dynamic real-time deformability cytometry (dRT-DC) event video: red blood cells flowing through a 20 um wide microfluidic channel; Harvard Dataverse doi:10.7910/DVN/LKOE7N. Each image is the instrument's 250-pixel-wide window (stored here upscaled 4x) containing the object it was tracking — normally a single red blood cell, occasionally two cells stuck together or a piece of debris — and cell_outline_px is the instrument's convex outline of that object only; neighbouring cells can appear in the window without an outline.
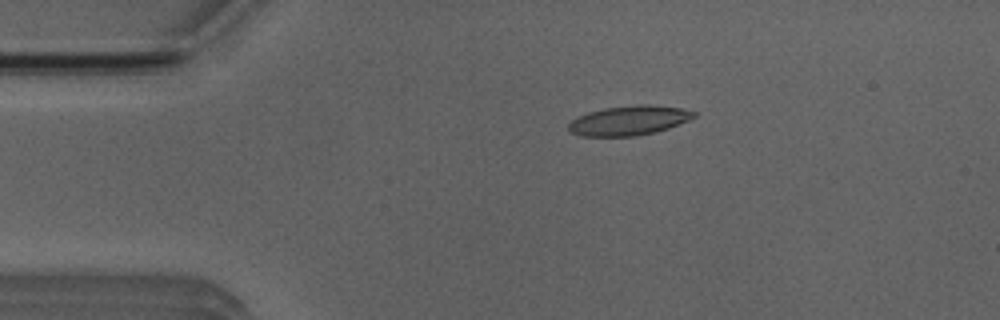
{"species": "Egyptian fruit bat (a non-hibernating species)", "species_latin": "Rousettus aegyptiacus", "temperature_condition": "room temperature", "stored_images_in_passage": 4, "camera_frame_rate_fps": 3000, "um_per_image_px": 0.085, "animal": {"sex": "male"}, "frame": {"image": 1, "passage_image": 3, "time_ms": 2.667, "image_size_px": [1000, 320], "cell_outline_px": [[696, 116], [688, 120], [668, 128], [656, 132], [636, 136], [580, 136], [572, 132], [568, 128], [568, 124], [576, 116], [588, 112], [604, 108], [636, 104], [648, 104], [680, 108], [696, 112]], "centroid_in_image_um": [53.44, 10.24], "position_along_channel_um": 31.6, "area_um2": 21.62}}